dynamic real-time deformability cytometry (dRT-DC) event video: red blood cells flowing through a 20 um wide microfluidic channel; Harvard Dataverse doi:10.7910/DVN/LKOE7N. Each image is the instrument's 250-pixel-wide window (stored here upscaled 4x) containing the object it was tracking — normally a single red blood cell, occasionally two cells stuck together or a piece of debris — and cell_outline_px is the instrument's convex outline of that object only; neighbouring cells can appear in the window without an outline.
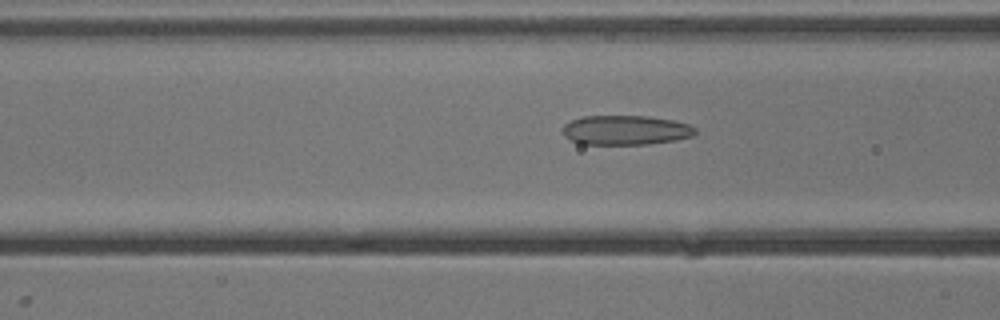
{"species": "common noctule bat (a hibernating species)", "species_latin": "Nyctalus noctula", "temperature_condition": "cold", "stored_images_in_passage": 22, "camera_frame_rate_fps": 3000, "um_per_image_px": 0.085, "animal": {"sex": "male", "body_mass_g": 13.3}, "frame": {"image": 1, "passage_image": 16, "time_ms": 5.0, "image_size_px": [1000, 320], "cell_outline_px": [[696, 132], [692, 136], [676, 140], [648, 144], [580, 144], [564, 136], [564, 124], [572, 120], [584, 116], [648, 116], [676, 120], [688, 124], [696, 128]], "centroid_in_image_um": [53.21, 11.06], "position_along_channel_um": 113.4, "area_um2": 22.83}}